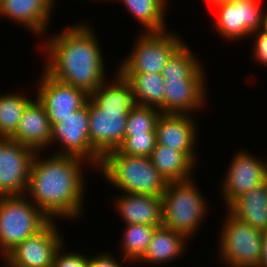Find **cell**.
I'll list each match as a JSON object with an SVG mask.
<instances>
[{
  "label": "cell",
  "mask_w": 267,
  "mask_h": 267,
  "mask_svg": "<svg viewBox=\"0 0 267 267\" xmlns=\"http://www.w3.org/2000/svg\"><path fill=\"white\" fill-rule=\"evenodd\" d=\"M88 23L72 24L47 41L45 37L40 49L46 52L47 74L90 95L107 80V70L95 28Z\"/></svg>",
  "instance_id": "6da1fadb"
},
{
  "label": "cell",
  "mask_w": 267,
  "mask_h": 267,
  "mask_svg": "<svg viewBox=\"0 0 267 267\" xmlns=\"http://www.w3.org/2000/svg\"><path fill=\"white\" fill-rule=\"evenodd\" d=\"M37 152L32 163L26 196L50 219L74 221L81 217L85 194L82 158ZM43 157V158H42ZM87 163V164H86ZM54 218V219H53Z\"/></svg>",
  "instance_id": "7a4b0ae2"
},
{
  "label": "cell",
  "mask_w": 267,
  "mask_h": 267,
  "mask_svg": "<svg viewBox=\"0 0 267 267\" xmlns=\"http://www.w3.org/2000/svg\"><path fill=\"white\" fill-rule=\"evenodd\" d=\"M114 72L89 99L90 144L102 158L123 143L128 113L138 105L129 82Z\"/></svg>",
  "instance_id": "3957f363"
},
{
  "label": "cell",
  "mask_w": 267,
  "mask_h": 267,
  "mask_svg": "<svg viewBox=\"0 0 267 267\" xmlns=\"http://www.w3.org/2000/svg\"><path fill=\"white\" fill-rule=\"evenodd\" d=\"M98 173L122 193L162 197L168 182L157 171L150 157L130 156L118 150L107 153Z\"/></svg>",
  "instance_id": "277c9868"
},
{
  "label": "cell",
  "mask_w": 267,
  "mask_h": 267,
  "mask_svg": "<svg viewBox=\"0 0 267 267\" xmlns=\"http://www.w3.org/2000/svg\"><path fill=\"white\" fill-rule=\"evenodd\" d=\"M194 181L168 182L162 194V226L188 239L196 235L200 224L205 221L207 209H210L207 199Z\"/></svg>",
  "instance_id": "5b68a950"
},
{
  "label": "cell",
  "mask_w": 267,
  "mask_h": 267,
  "mask_svg": "<svg viewBox=\"0 0 267 267\" xmlns=\"http://www.w3.org/2000/svg\"><path fill=\"white\" fill-rule=\"evenodd\" d=\"M50 221L28 196H0V257L3 259Z\"/></svg>",
  "instance_id": "8992f818"
},
{
  "label": "cell",
  "mask_w": 267,
  "mask_h": 267,
  "mask_svg": "<svg viewBox=\"0 0 267 267\" xmlns=\"http://www.w3.org/2000/svg\"><path fill=\"white\" fill-rule=\"evenodd\" d=\"M223 222L216 248L218 260L225 267H258L264 231L240 221L228 210Z\"/></svg>",
  "instance_id": "52a82bcc"
},
{
  "label": "cell",
  "mask_w": 267,
  "mask_h": 267,
  "mask_svg": "<svg viewBox=\"0 0 267 267\" xmlns=\"http://www.w3.org/2000/svg\"><path fill=\"white\" fill-rule=\"evenodd\" d=\"M140 32L132 51L118 67L119 73H161L172 55L185 43L175 32Z\"/></svg>",
  "instance_id": "ba28073f"
},
{
  "label": "cell",
  "mask_w": 267,
  "mask_h": 267,
  "mask_svg": "<svg viewBox=\"0 0 267 267\" xmlns=\"http://www.w3.org/2000/svg\"><path fill=\"white\" fill-rule=\"evenodd\" d=\"M53 142L60 144V149L53 154L82 158L95 168L93 171L99 168L102 157L90 144L89 100L86 106L52 125L51 146Z\"/></svg>",
  "instance_id": "9c48e42d"
},
{
  "label": "cell",
  "mask_w": 267,
  "mask_h": 267,
  "mask_svg": "<svg viewBox=\"0 0 267 267\" xmlns=\"http://www.w3.org/2000/svg\"><path fill=\"white\" fill-rule=\"evenodd\" d=\"M56 224L51 220L42 230L11 250L1 262L6 267H52L55 254L65 244L63 233L58 231Z\"/></svg>",
  "instance_id": "30bf717a"
},
{
  "label": "cell",
  "mask_w": 267,
  "mask_h": 267,
  "mask_svg": "<svg viewBox=\"0 0 267 267\" xmlns=\"http://www.w3.org/2000/svg\"><path fill=\"white\" fill-rule=\"evenodd\" d=\"M36 154L11 138H0V196L26 194Z\"/></svg>",
  "instance_id": "8fae6325"
},
{
  "label": "cell",
  "mask_w": 267,
  "mask_h": 267,
  "mask_svg": "<svg viewBox=\"0 0 267 267\" xmlns=\"http://www.w3.org/2000/svg\"><path fill=\"white\" fill-rule=\"evenodd\" d=\"M259 0H228L215 6L214 30L227 41H237L261 29L263 7Z\"/></svg>",
  "instance_id": "7c38bea8"
},
{
  "label": "cell",
  "mask_w": 267,
  "mask_h": 267,
  "mask_svg": "<svg viewBox=\"0 0 267 267\" xmlns=\"http://www.w3.org/2000/svg\"><path fill=\"white\" fill-rule=\"evenodd\" d=\"M238 151L222 178L220 192L226 208L241 195L267 182V160L264 162L244 149Z\"/></svg>",
  "instance_id": "4fadbf2b"
},
{
  "label": "cell",
  "mask_w": 267,
  "mask_h": 267,
  "mask_svg": "<svg viewBox=\"0 0 267 267\" xmlns=\"http://www.w3.org/2000/svg\"><path fill=\"white\" fill-rule=\"evenodd\" d=\"M40 74L35 96L47 111L51 126L87 105L90 95L86 91L62 83L44 70Z\"/></svg>",
  "instance_id": "5bb4252c"
},
{
  "label": "cell",
  "mask_w": 267,
  "mask_h": 267,
  "mask_svg": "<svg viewBox=\"0 0 267 267\" xmlns=\"http://www.w3.org/2000/svg\"><path fill=\"white\" fill-rule=\"evenodd\" d=\"M197 128L198 123L194 115L161 114L155 127L157 144L183 152L195 165H198L196 164L199 160L198 153L195 150L198 147L196 144L199 128Z\"/></svg>",
  "instance_id": "9a60e30c"
},
{
  "label": "cell",
  "mask_w": 267,
  "mask_h": 267,
  "mask_svg": "<svg viewBox=\"0 0 267 267\" xmlns=\"http://www.w3.org/2000/svg\"><path fill=\"white\" fill-rule=\"evenodd\" d=\"M163 80L164 106L160 109L161 114L195 115L193 112L200 111L208 102L206 79Z\"/></svg>",
  "instance_id": "2e32d148"
},
{
  "label": "cell",
  "mask_w": 267,
  "mask_h": 267,
  "mask_svg": "<svg viewBox=\"0 0 267 267\" xmlns=\"http://www.w3.org/2000/svg\"><path fill=\"white\" fill-rule=\"evenodd\" d=\"M56 0H1L0 16L27 28L36 36L48 33ZM50 21V22H49ZM30 29V30H29Z\"/></svg>",
  "instance_id": "e0dca14e"
},
{
  "label": "cell",
  "mask_w": 267,
  "mask_h": 267,
  "mask_svg": "<svg viewBox=\"0 0 267 267\" xmlns=\"http://www.w3.org/2000/svg\"><path fill=\"white\" fill-rule=\"evenodd\" d=\"M51 129L47 111L34 96L26 106L16 132L10 138L43 153L44 148L47 150L51 147Z\"/></svg>",
  "instance_id": "ac0fdd59"
},
{
  "label": "cell",
  "mask_w": 267,
  "mask_h": 267,
  "mask_svg": "<svg viewBox=\"0 0 267 267\" xmlns=\"http://www.w3.org/2000/svg\"><path fill=\"white\" fill-rule=\"evenodd\" d=\"M113 202L125 225L162 226V197L121 193Z\"/></svg>",
  "instance_id": "d6986e66"
},
{
  "label": "cell",
  "mask_w": 267,
  "mask_h": 267,
  "mask_svg": "<svg viewBox=\"0 0 267 267\" xmlns=\"http://www.w3.org/2000/svg\"><path fill=\"white\" fill-rule=\"evenodd\" d=\"M188 240L185 235L160 226L155 230L147 250L136 264L142 262L157 266V264H168L176 258L180 259L179 257L185 253Z\"/></svg>",
  "instance_id": "ffe728a7"
},
{
  "label": "cell",
  "mask_w": 267,
  "mask_h": 267,
  "mask_svg": "<svg viewBox=\"0 0 267 267\" xmlns=\"http://www.w3.org/2000/svg\"><path fill=\"white\" fill-rule=\"evenodd\" d=\"M226 210L240 221L267 230V182L238 197Z\"/></svg>",
  "instance_id": "44dd1931"
},
{
  "label": "cell",
  "mask_w": 267,
  "mask_h": 267,
  "mask_svg": "<svg viewBox=\"0 0 267 267\" xmlns=\"http://www.w3.org/2000/svg\"><path fill=\"white\" fill-rule=\"evenodd\" d=\"M150 159L167 182H184L194 179L191 176L197 165L181 151L156 144Z\"/></svg>",
  "instance_id": "7402d4cb"
},
{
  "label": "cell",
  "mask_w": 267,
  "mask_h": 267,
  "mask_svg": "<svg viewBox=\"0 0 267 267\" xmlns=\"http://www.w3.org/2000/svg\"><path fill=\"white\" fill-rule=\"evenodd\" d=\"M116 1V0H115ZM136 18L144 32H161L166 29L165 12L170 0H117Z\"/></svg>",
  "instance_id": "603a6c76"
},
{
  "label": "cell",
  "mask_w": 267,
  "mask_h": 267,
  "mask_svg": "<svg viewBox=\"0 0 267 267\" xmlns=\"http://www.w3.org/2000/svg\"><path fill=\"white\" fill-rule=\"evenodd\" d=\"M131 85L137 104L155 107L164 106V80L161 73H120Z\"/></svg>",
  "instance_id": "cb8c5ba5"
},
{
  "label": "cell",
  "mask_w": 267,
  "mask_h": 267,
  "mask_svg": "<svg viewBox=\"0 0 267 267\" xmlns=\"http://www.w3.org/2000/svg\"><path fill=\"white\" fill-rule=\"evenodd\" d=\"M184 43L168 60L163 67L161 75L163 79H206L204 66L196 53L193 54L190 47Z\"/></svg>",
  "instance_id": "d4e9b609"
},
{
  "label": "cell",
  "mask_w": 267,
  "mask_h": 267,
  "mask_svg": "<svg viewBox=\"0 0 267 267\" xmlns=\"http://www.w3.org/2000/svg\"><path fill=\"white\" fill-rule=\"evenodd\" d=\"M160 226L143 224L125 225L123 238L120 240V253H123V261L136 263L145 253L153 237L155 230Z\"/></svg>",
  "instance_id": "484cf974"
},
{
  "label": "cell",
  "mask_w": 267,
  "mask_h": 267,
  "mask_svg": "<svg viewBox=\"0 0 267 267\" xmlns=\"http://www.w3.org/2000/svg\"><path fill=\"white\" fill-rule=\"evenodd\" d=\"M0 95V138H10L17 130L24 110L32 100L25 93Z\"/></svg>",
  "instance_id": "4316f807"
},
{
  "label": "cell",
  "mask_w": 267,
  "mask_h": 267,
  "mask_svg": "<svg viewBox=\"0 0 267 267\" xmlns=\"http://www.w3.org/2000/svg\"><path fill=\"white\" fill-rule=\"evenodd\" d=\"M160 115L158 108L137 105L128 113L125 135L156 134Z\"/></svg>",
  "instance_id": "83f0119b"
},
{
  "label": "cell",
  "mask_w": 267,
  "mask_h": 267,
  "mask_svg": "<svg viewBox=\"0 0 267 267\" xmlns=\"http://www.w3.org/2000/svg\"><path fill=\"white\" fill-rule=\"evenodd\" d=\"M156 144V134L125 135L117 150L130 156L150 157Z\"/></svg>",
  "instance_id": "f1b7e54d"
},
{
  "label": "cell",
  "mask_w": 267,
  "mask_h": 267,
  "mask_svg": "<svg viewBox=\"0 0 267 267\" xmlns=\"http://www.w3.org/2000/svg\"><path fill=\"white\" fill-rule=\"evenodd\" d=\"M64 247L66 246L63 244L55 254L52 267H88L89 256L79 251H66Z\"/></svg>",
  "instance_id": "f546056e"
},
{
  "label": "cell",
  "mask_w": 267,
  "mask_h": 267,
  "mask_svg": "<svg viewBox=\"0 0 267 267\" xmlns=\"http://www.w3.org/2000/svg\"><path fill=\"white\" fill-rule=\"evenodd\" d=\"M253 36V37H252ZM254 38L253 45V58L260 65L267 67V34H264L261 30L250 35Z\"/></svg>",
  "instance_id": "4dcf8cb0"
},
{
  "label": "cell",
  "mask_w": 267,
  "mask_h": 267,
  "mask_svg": "<svg viewBox=\"0 0 267 267\" xmlns=\"http://www.w3.org/2000/svg\"><path fill=\"white\" fill-rule=\"evenodd\" d=\"M88 267H123L122 262L117 260L111 252H102L100 254H95V256H89Z\"/></svg>",
  "instance_id": "1f68e13d"
},
{
  "label": "cell",
  "mask_w": 267,
  "mask_h": 267,
  "mask_svg": "<svg viewBox=\"0 0 267 267\" xmlns=\"http://www.w3.org/2000/svg\"><path fill=\"white\" fill-rule=\"evenodd\" d=\"M258 267H267V230L262 235L261 257Z\"/></svg>",
  "instance_id": "d6a6232c"
},
{
  "label": "cell",
  "mask_w": 267,
  "mask_h": 267,
  "mask_svg": "<svg viewBox=\"0 0 267 267\" xmlns=\"http://www.w3.org/2000/svg\"><path fill=\"white\" fill-rule=\"evenodd\" d=\"M264 34H267V10L263 13L262 24L260 29Z\"/></svg>",
  "instance_id": "836d02e7"
},
{
  "label": "cell",
  "mask_w": 267,
  "mask_h": 267,
  "mask_svg": "<svg viewBox=\"0 0 267 267\" xmlns=\"http://www.w3.org/2000/svg\"><path fill=\"white\" fill-rule=\"evenodd\" d=\"M203 1V0H202ZM206 3H209L210 5L209 6H213V7H215V6H217V5H219V4H222V3H224L225 1H228V0H204Z\"/></svg>",
  "instance_id": "e575fe53"
}]
</instances>
